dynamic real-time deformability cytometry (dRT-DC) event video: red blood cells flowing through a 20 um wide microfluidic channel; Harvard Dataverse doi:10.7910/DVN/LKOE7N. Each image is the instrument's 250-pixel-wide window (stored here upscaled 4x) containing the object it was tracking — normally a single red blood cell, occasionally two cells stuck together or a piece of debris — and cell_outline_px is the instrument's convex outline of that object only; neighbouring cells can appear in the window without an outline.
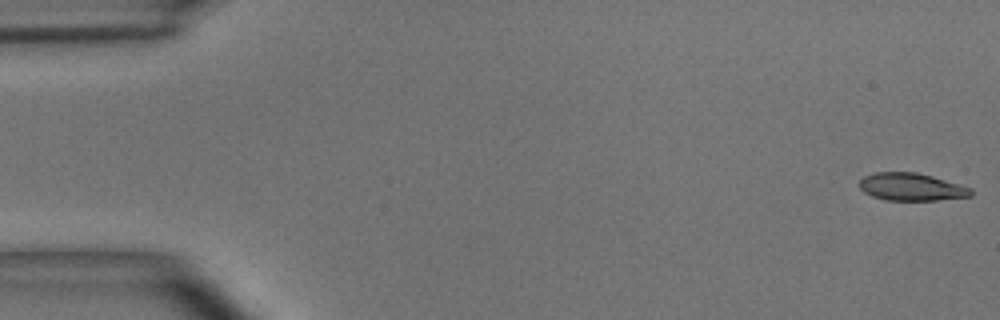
{"species": "common noctule bat (a hibernating species)", "species_latin": "Nyctalus noctula", "temperature_condition": "room temperature", "stored_images_in_passage": 23, "camera_frame_rate_fps": 3000, "um_per_image_px": 0.085, "animal": {"sex": "male", "body_mass_g": 15.6}, "frame": {"image": 1, "passage_image": 1, "time_ms": 0.0, "image_size_px": [1000, 320], "cell_outline_px": [[972, 196], [936, 200], [884, 200], [872, 196], [864, 192], [860, 188], [860, 180], [864, 176], [872, 172], [916, 172], [932, 176], [972, 188]], "centroid_in_image_um": [77.45, 15.88], "position_along_channel_um": 7.6, "area_um2": 17.92}}
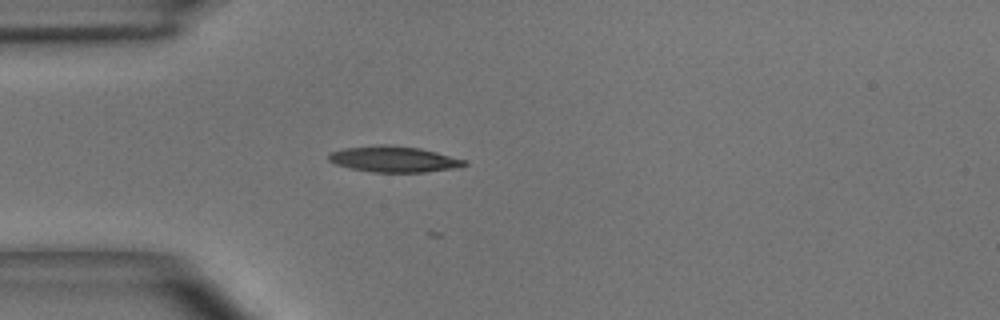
{"frame": {"image": 2, "passage_image": 15, "time_ms": 4.667, "image_size_px": [1000, 320], "cell_outline_px": [[468, 164], [452, 168], [424, 172], [372, 172], [352, 168], [336, 164], [328, 160], [328, 156], [332, 152], [344, 148], [380, 144], [388, 144], [420, 148], [468, 160]], "centroid_in_image_um": [33.49, 13.52], "position_along_channel_um": 51.5, "area_um2": 20.4}}
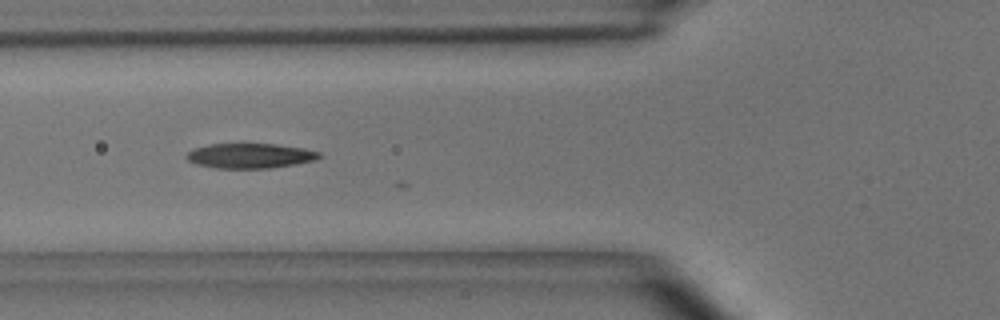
{"frame": {"image": 3, "passage_image": 20, "time_ms": 6.333, "image_size_px": [1000, 320], "cell_outline_px": [[320, 156], [316, 160], [268, 168], [216, 168], [196, 164], [188, 160], [184, 156], [188, 152], [196, 148], [208, 144], [276, 144], [304, 148], [320, 152]], "centroid_in_image_um": [21.23, 13.23], "position_along_channel_um": 104.6, "area_um2": 19.07}}